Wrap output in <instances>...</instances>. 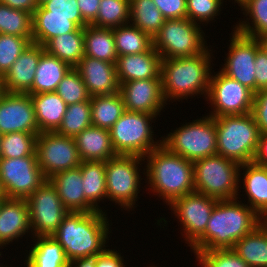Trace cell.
I'll list each match as a JSON object with an SVG mask.
<instances>
[{
    "label": "cell",
    "mask_w": 267,
    "mask_h": 267,
    "mask_svg": "<svg viewBox=\"0 0 267 267\" xmlns=\"http://www.w3.org/2000/svg\"><path fill=\"white\" fill-rule=\"evenodd\" d=\"M237 199L240 197L217 201L205 233L190 247L193 253L232 249L237 241L264 221L248 204Z\"/></svg>",
    "instance_id": "obj_1"
},
{
    "label": "cell",
    "mask_w": 267,
    "mask_h": 267,
    "mask_svg": "<svg viewBox=\"0 0 267 267\" xmlns=\"http://www.w3.org/2000/svg\"><path fill=\"white\" fill-rule=\"evenodd\" d=\"M103 211L68 212L52 235L63 247L67 259L96 256L106 249L109 219ZM107 241V242H106Z\"/></svg>",
    "instance_id": "obj_2"
},
{
    "label": "cell",
    "mask_w": 267,
    "mask_h": 267,
    "mask_svg": "<svg viewBox=\"0 0 267 267\" xmlns=\"http://www.w3.org/2000/svg\"><path fill=\"white\" fill-rule=\"evenodd\" d=\"M144 158L148 162L144 169L146 172H143L147 184L154 195L156 193L165 200V204L195 191L192 161L168 151L163 145Z\"/></svg>",
    "instance_id": "obj_3"
},
{
    "label": "cell",
    "mask_w": 267,
    "mask_h": 267,
    "mask_svg": "<svg viewBox=\"0 0 267 267\" xmlns=\"http://www.w3.org/2000/svg\"><path fill=\"white\" fill-rule=\"evenodd\" d=\"M212 50L192 57L166 58L161 61V84L166 102L193 95H208L211 76ZM211 66V67H210Z\"/></svg>",
    "instance_id": "obj_4"
},
{
    "label": "cell",
    "mask_w": 267,
    "mask_h": 267,
    "mask_svg": "<svg viewBox=\"0 0 267 267\" xmlns=\"http://www.w3.org/2000/svg\"><path fill=\"white\" fill-rule=\"evenodd\" d=\"M217 154L239 164L253 162L260 129L252 113L214 117Z\"/></svg>",
    "instance_id": "obj_5"
},
{
    "label": "cell",
    "mask_w": 267,
    "mask_h": 267,
    "mask_svg": "<svg viewBox=\"0 0 267 267\" xmlns=\"http://www.w3.org/2000/svg\"><path fill=\"white\" fill-rule=\"evenodd\" d=\"M240 166L238 162L218 154L195 160V191L218 200L238 198Z\"/></svg>",
    "instance_id": "obj_6"
},
{
    "label": "cell",
    "mask_w": 267,
    "mask_h": 267,
    "mask_svg": "<svg viewBox=\"0 0 267 267\" xmlns=\"http://www.w3.org/2000/svg\"><path fill=\"white\" fill-rule=\"evenodd\" d=\"M185 124L162 137L161 145L192 162L217 154L214 117L207 115Z\"/></svg>",
    "instance_id": "obj_7"
},
{
    "label": "cell",
    "mask_w": 267,
    "mask_h": 267,
    "mask_svg": "<svg viewBox=\"0 0 267 267\" xmlns=\"http://www.w3.org/2000/svg\"><path fill=\"white\" fill-rule=\"evenodd\" d=\"M156 117L154 114L125 110L109 129L116 154L145 157L159 147L161 140L160 142L154 141V131L151 125L153 118Z\"/></svg>",
    "instance_id": "obj_8"
},
{
    "label": "cell",
    "mask_w": 267,
    "mask_h": 267,
    "mask_svg": "<svg viewBox=\"0 0 267 267\" xmlns=\"http://www.w3.org/2000/svg\"><path fill=\"white\" fill-rule=\"evenodd\" d=\"M201 29L187 18L165 20L153 38V47L162 59L199 55L208 48Z\"/></svg>",
    "instance_id": "obj_9"
},
{
    "label": "cell",
    "mask_w": 267,
    "mask_h": 267,
    "mask_svg": "<svg viewBox=\"0 0 267 267\" xmlns=\"http://www.w3.org/2000/svg\"><path fill=\"white\" fill-rule=\"evenodd\" d=\"M144 159L135 155H117L105 161L107 199L125 211L136 204L142 180L138 167Z\"/></svg>",
    "instance_id": "obj_10"
},
{
    "label": "cell",
    "mask_w": 267,
    "mask_h": 267,
    "mask_svg": "<svg viewBox=\"0 0 267 267\" xmlns=\"http://www.w3.org/2000/svg\"><path fill=\"white\" fill-rule=\"evenodd\" d=\"M205 99L212 106L208 116L248 114L252 112L254 92L218 71L210 76L209 92Z\"/></svg>",
    "instance_id": "obj_11"
},
{
    "label": "cell",
    "mask_w": 267,
    "mask_h": 267,
    "mask_svg": "<svg viewBox=\"0 0 267 267\" xmlns=\"http://www.w3.org/2000/svg\"><path fill=\"white\" fill-rule=\"evenodd\" d=\"M47 180L37 155L0 158V181L7 198L27 199Z\"/></svg>",
    "instance_id": "obj_12"
},
{
    "label": "cell",
    "mask_w": 267,
    "mask_h": 267,
    "mask_svg": "<svg viewBox=\"0 0 267 267\" xmlns=\"http://www.w3.org/2000/svg\"><path fill=\"white\" fill-rule=\"evenodd\" d=\"M35 152L39 167L47 179L57 172L78 168L81 164L75 139L55 131L38 134Z\"/></svg>",
    "instance_id": "obj_13"
},
{
    "label": "cell",
    "mask_w": 267,
    "mask_h": 267,
    "mask_svg": "<svg viewBox=\"0 0 267 267\" xmlns=\"http://www.w3.org/2000/svg\"><path fill=\"white\" fill-rule=\"evenodd\" d=\"M26 200L33 237L52 236L68 213L57 189L47 180Z\"/></svg>",
    "instance_id": "obj_14"
},
{
    "label": "cell",
    "mask_w": 267,
    "mask_h": 267,
    "mask_svg": "<svg viewBox=\"0 0 267 267\" xmlns=\"http://www.w3.org/2000/svg\"><path fill=\"white\" fill-rule=\"evenodd\" d=\"M218 199L196 191L174 199L170 209L179 219L184 240L192 246L206 230L207 223Z\"/></svg>",
    "instance_id": "obj_15"
},
{
    "label": "cell",
    "mask_w": 267,
    "mask_h": 267,
    "mask_svg": "<svg viewBox=\"0 0 267 267\" xmlns=\"http://www.w3.org/2000/svg\"><path fill=\"white\" fill-rule=\"evenodd\" d=\"M230 38L229 52L225 58V66L220 70L231 79L237 80L256 93L255 57L257 38L245 36L235 30Z\"/></svg>",
    "instance_id": "obj_16"
},
{
    "label": "cell",
    "mask_w": 267,
    "mask_h": 267,
    "mask_svg": "<svg viewBox=\"0 0 267 267\" xmlns=\"http://www.w3.org/2000/svg\"><path fill=\"white\" fill-rule=\"evenodd\" d=\"M39 134L30 94L4 92L0 97V134Z\"/></svg>",
    "instance_id": "obj_17"
},
{
    "label": "cell",
    "mask_w": 267,
    "mask_h": 267,
    "mask_svg": "<svg viewBox=\"0 0 267 267\" xmlns=\"http://www.w3.org/2000/svg\"><path fill=\"white\" fill-rule=\"evenodd\" d=\"M119 92L127 111L160 116L161 110L167 105L163 98L161 79L124 82L120 84Z\"/></svg>",
    "instance_id": "obj_18"
},
{
    "label": "cell",
    "mask_w": 267,
    "mask_h": 267,
    "mask_svg": "<svg viewBox=\"0 0 267 267\" xmlns=\"http://www.w3.org/2000/svg\"><path fill=\"white\" fill-rule=\"evenodd\" d=\"M42 45L31 43L2 77L4 92L31 95V87L42 53Z\"/></svg>",
    "instance_id": "obj_19"
},
{
    "label": "cell",
    "mask_w": 267,
    "mask_h": 267,
    "mask_svg": "<svg viewBox=\"0 0 267 267\" xmlns=\"http://www.w3.org/2000/svg\"><path fill=\"white\" fill-rule=\"evenodd\" d=\"M80 74L90 96L119 92L115 63L85 56L74 67Z\"/></svg>",
    "instance_id": "obj_20"
},
{
    "label": "cell",
    "mask_w": 267,
    "mask_h": 267,
    "mask_svg": "<svg viewBox=\"0 0 267 267\" xmlns=\"http://www.w3.org/2000/svg\"><path fill=\"white\" fill-rule=\"evenodd\" d=\"M162 58L152 46L148 51L118 56L115 66L119 85L143 79H161Z\"/></svg>",
    "instance_id": "obj_21"
},
{
    "label": "cell",
    "mask_w": 267,
    "mask_h": 267,
    "mask_svg": "<svg viewBox=\"0 0 267 267\" xmlns=\"http://www.w3.org/2000/svg\"><path fill=\"white\" fill-rule=\"evenodd\" d=\"M32 233L30 210L26 199L6 198L0 205V245L18 240L25 233Z\"/></svg>",
    "instance_id": "obj_22"
},
{
    "label": "cell",
    "mask_w": 267,
    "mask_h": 267,
    "mask_svg": "<svg viewBox=\"0 0 267 267\" xmlns=\"http://www.w3.org/2000/svg\"><path fill=\"white\" fill-rule=\"evenodd\" d=\"M48 180L57 189L58 195L68 212L90 213L97 211L85 199L81 169L79 167L57 172Z\"/></svg>",
    "instance_id": "obj_23"
},
{
    "label": "cell",
    "mask_w": 267,
    "mask_h": 267,
    "mask_svg": "<svg viewBox=\"0 0 267 267\" xmlns=\"http://www.w3.org/2000/svg\"><path fill=\"white\" fill-rule=\"evenodd\" d=\"M74 139L81 161H107L117 156L108 129L91 125Z\"/></svg>",
    "instance_id": "obj_24"
},
{
    "label": "cell",
    "mask_w": 267,
    "mask_h": 267,
    "mask_svg": "<svg viewBox=\"0 0 267 267\" xmlns=\"http://www.w3.org/2000/svg\"><path fill=\"white\" fill-rule=\"evenodd\" d=\"M240 169L244 170L242 189L248 196V206L267 220V166L249 162L241 164Z\"/></svg>",
    "instance_id": "obj_25"
},
{
    "label": "cell",
    "mask_w": 267,
    "mask_h": 267,
    "mask_svg": "<svg viewBox=\"0 0 267 267\" xmlns=\"http://www.w3.org/2000/svg\"><path fill=\"white\" fill-rule=\"evenodd\" d=\"M40 132H54L62 123L67 104L56 92L31 94Z\"/></svg>",
    "instance_id": "obj_26"
},
{
    "label": "cell",
    "mask_w": 267,
    "mask_h": 267,
    "mask_svg": "<svg viewBox=\"0 0 267 267\" xmlns=\"http://www.w3.org/2000/svg\"><path fill=\"white\" fill-rule=\"evenodd\" d=\"M232 250L249 267H267V220L237 241Z\"/></svg>",
    "instance_id": "obj_27"
},
{
    "label": "cell",
    "mask_w": 267,
    "mask_h": 267,
    "mask_svg": "<svg viewBox=\"0 0 267 267\" xmlns=\"http://www.w3.org/2000/svg\"><path fill=\"white\" fill-rule=\"evenodd\" d=\"M33 239L35 244L24 261L27 267H70L62 245L54 237L42 236Z\"/></svg>",
    "instance_id": "obj_28"
},
{
    "label": "cell",
    "mask_w": 267,
    "mask_h": 267,
    "mask_svg": "<svg viewBox=\"0 0 267 267\" xmlns=\"http://www.w3.org/2000/svg\"><path fill=\"white\" fill-rule=\"evenodd\" d=\"M72 67L44 51L38 62L31 94L55 92L58 84Z\"/></svg>",
    "instance_id": "obj_29"
},
{
    "label": "cell",
    "mask_w": 267,
    "mask_h": 267,
    "mask_svg": "<svg viewBox=\"0 0 267 267\" xmlns=\"http://www.w3.org/2000/svg\"><path fill=\"white\" fill-rule=\"evenodd\" d=\"M45 51L74 68L84 57V28L51 38L44 46Z\"/></svg>",
    "instance_id": "obj_30"
},
{
    "label": "cell",
    "mask_w": 267,
    "mask_h": 267,
    "mask_svg": "<svg viewBox=\"0 0 267 267\" xmlns=\"http://www.w3.org/2000/svg\"><path fill=\"white\" fill-rule=\"evenodd\" d=\"M84 55L116 63L118 58L113 29L87 25L84 28Z\"/></svg>",
    "instance_id": "obj_31"
},
{
    "label": "cell",
    "mask_w": 267,
    "mask_h": 267,
    "mask_svg": "<svg viewBox=\"0 0 267 267\" xmlns=\"http://www.w3.org/2000/svg\"><path fill=\"white\" fill-rule=\"evenodd\" d=\"M79 168L81 169L85 199L97 211H103L98 202L107 199L105 161H81Z\"/></svg>",
    "instance_id": "obj_32"
},
{
    "label": "cell",
    "mask_w": 267,
    "mask_h": 267,
    "mask_svg": "<svg viewBox=\"0 0 267 267\" xmlns=\"http://www.w3.org/2000/svg\"><path fill=\"white\" fill-rule=\"evenodd\" d=\"M92 125L110 129L125 111L120 92L90 97Z\"/></svg>",
    "instance_id": "obj_33"
},
{
    "label": "cell",
    "mask_w": 267,
    "mask_h": 267,
    "mask_svg": "<svg viewBox=\"0 0 267 267\" xmlns=\"http://www.w3.org/2000/svg\"><path fill=\"white\" fill-rule=\"evenodd\" d=\"M78 28L74 16H32V43L44 46L51 38Z\"/></svg>",
    "instance_id": "obj_34"
},
{
    "label": "cell",
    "mask_w": 267,
    "mask_h": 267,
    "mask_svg": "<svg viewBox=\"0 0 267 267\" xmlns=\"http://www.w3.org/2000/svg\"><path fill=\"white\" fill-rule=\"evenodd\" d=\"M236 3L244 10L243 14L250 18L239 21L234 30L253 38L267 35V0H237Z\"/></svg>",
    "instance_id": "obj_35"
},
{
    "label": "cell",
    "mask_w": 267,
    "mask_h": 267,
    "mask_svg": "<svg viewBox=\"0 0 267 267\" xmlns=\"http://www.w3.org/2000/svg\"><path fill=\"white\" fill-rule=\"evenodd\" d=\"M113 35L118 56L146 52L153 46V39L130 23L113 28Z\"/></svg>",
    "instance_id": "obj_36"
},
{
    "label": "cell",
    "mask_w": 267,
    "mask_h": 267,
    "mask_svg": "<svg viewBox=\"0 0 267 267\" xmlns=\"http://www.w3.org/2000/svg\"><path fill=\"white\" fill-rule=\"evenodd\" d=\"M164 22L165 18L153 0H130L129 23L141 29L152 39L159 32Z\"/></svg>",
    "instance_id": "obj_37"
},
{
    "label": "cell",
    "mask_w": 267,
    "mask_h": 267,
    "mask_svg": "<svg viewBox=\"0 0 267 267\" xmlns=\"http://www.w3.org/2000/svg\"><path fill=\"white\" fill-rule=\"evenodd\" d=\"M91 125L90 100L83 101L67 105L62 123L55 132L62 136L74 138L78 133Z\"/></svg>",
    "instance_id": "obj_38"
},
{
    "label": "cell",
    "mask_w": 267,
    "mask_h": 267,
    "mask_svg": "<svg viewBox=\"0 0 267 267\" xmlns=\"http://www.w3.org/2000/svg\"><path fill=\"white\" fill-rule=\"evenodd\" d=\"M129 21L130 0H100L97 18L91 25L113 29Z\"/></svg>",
    "instance_id": "obj_39"
},
{
    "label": "cell",
    "mask_w": 267,
    "mask_h": 267,
    "mask_svg": "<svg viewBox=\"0 0 267 267\" xmlns=\"http://www.w3.org/2000/svg\"><path fill=\"white\" fill-rule=\"evenodd\" d=\"M0 34L27 37L32 41V14L0 3Z\"/></svg>",
    "instance_id": "obj_40"
},
{
    "label": "cell",
    "mask_w": 267,
    "mask_h": 267,
    "mask_svg": "<svg viewBox=\"0 0 267 267\" xmlns=\"http://www.w3.org/2000/svg\"><path fill=\"white\" fill-rule=\"evenodd\" d=\"M38 134L12 132L2 135L0 158H22L36 155V138Z\"/></svg>",
    "instance_id": "obj_41"
},
{
    "label": "cell",
    "mask_w": 267,
    "mask_h": 267,
    "mask_svg": "<svg viewBox=\"0 0 267 267\" xmlns=\"http://www.w3.org/2000/svg\"><path fill=\"white\" fill-rule=\"evenodd\" d=\"M67 105L89 101L90 95L79 72L71 68L58 84L55 91Z\"/></svg>",
    "instance_id": "obj_42"
},
{
    "label": "cell",
    "mask_w": 267,
    "mask_h": 267,
    "mask_svg": "<svg viewBox=\"0 0 267 267\" xmlns=\"http://www.w3.org/2000/svg\"><path fill=\"white\" fill-rule=\"evenodd\" d=\"M32 43L27 37L0 34V77L2 78L20 54Z\"/></svg>",
    "instance_id": "obj_43"
},
{
    "label": "cell",
    "mask_w": 267,
    "mask_h": 267,
    "mask_svg": "<svg viewBox=\"0 0 267 267\" xmlns=\"http://www.w3.org/2000/svg\"><path fill=\"white\" fill-rule=\"evenodd\" d=\"M32 16H74V23L79 28L88 25L82 18L77 0H48L39 6Z\"/></svg>",
    "instance_id": "obj_44"
},
{
    "label": "cell",
    "mask_w": 267,
    "mask_h": 267,
    "mask_svg": "<svg viewBox=\"0 0 267 267\" xmlns=\"http://www.w3.org/2000/svg\"><path fill=\"white\" fill-rule=\"evenodd\" d=\"M201 267H249L232 249L194 253Z\"/></svg>",
    "instance_id": "obj_45"
},
{
    "label": "cell",
    "mask_w": 267,
    "mask_h": 267,
    "mask_svg": "<svg viewBox=\"0 0 267 267\" xmlns=\"http://www.w3.org/2000/svg\"><path fill=\"white\" fill-rule=\"evenodd\" d=\"M223 2V0H187V19L196 24L209 23L220 14Z\"/></svg>",
    "instance_id": "obj_46"
},
{
    "label": "cell",
    "mask_w": 267,
    "mask_h": 267,
    "mask_svg": "<svg viewBox=\"0 0 267 267\" xmlns=\"http://www.w3.org/2000/svg\"><path fill=\"white\" fill-rule=\"evenodd\" d=\"M165 20L187 18V0H153Z\"/></svg>",
    "instance_id": "obj_47"
},
{
    "label": "cell",
    "mask_w": 267,
    "mask_h": 267,
    "mask_svg": "<svg viewBox=\"0 0 267 267\" xmlns=\"http://www.w3.org/2000/svg\"><path fill=\"white\" fill-rule=\"evenodd\" d=\"M255 118L260 132L267 134V88L254 93V101L251 112Z\"/></svg>",
    "instance_id": "obj_48"
},
{
    "label": "cell",
    "mask_w": 267,
    "mask_h": 267,
    "mask_svg": "<svg viewBox=\"0 0 267 267\" xmlns=\"http://www.w3.org/2000/svg\"><path fill=\"white\" fill-rule=\"evenodd\" d=\"M255 82L256 92L267 88V53L261 48L257 39V53L255 57Z\"/></svg>",
    "instance_id": "obj_49"
},
{
    "label": "cell",
    "mask_w": 267,
    "mask_h": 267,
    "mask_svg": "<svg viewBox=\"0 0 267 267\" xmlns=\"http://www.w3.org/2000/svg\"><path fill=\"white\" fill-rule=\"evenodd\" d=\"M123 256L115 249H105L95 256V267H125Z\"/></svg>",
    "instance_id": "obj_50"
},
{
    "label": "cell",
    "mask_w": 267,
    "mask_h": 267,
    "mask_svg": "<svg viewBox=\"0 0 267 267\" xmlns=\"http://www.w3.org/2000/svg\"><path fill=\"white\" fill-rule=\"evenodd\" d=\"M83 20L91 25L97 18L100 0H77Z\"/></svg>",
    "instance_id": "obj_51"
},
{
    "label": "cell",
    "mask_w": 267,
    "mask_h": 267,
    "mask_svg": "<svg viewBox=\"0 0 267 267\" xmlns=\"http://www.w3.org/2000/svg\"><path fill=\"white\" fill-rule=\"evenodd\" d=\"M0 3L5 4L13 9L23 10L31 14L39 7L37 0H0Z\"/></svg>",
    "instance_id": "obj_52"
},
{
    "label": "cell",
    "mask_w": 267,
    "mask_h": 267,
    "mask_svg": "<svg viewBox=\"0 0 267 267\" xmlns=\"http://www.w3.org/2000/svg\"><path fill=\"white\" fill-rule=\"evenodd\" d=\"M253 162L267 166V134L261 133Z\"/></svg>",
    "instance_id": "obj_53"
},
{
    "label": "cell",
    "mask_w": 267,
    "mask_h": 267,
    "mask_svg": "<svg viewBox=\"0 0 267 267\" xmlns=\"http://www.w3.org/2000/svg\"><path fill=\"white\" fill-rule=\"evenodd\" d=\"M70 267H95V256L74 259Z\"/></svg>",
    "instance_id": "obj_54"
},
{
    "label": "cell",
    "mask_w": 267,
    "mask_h": 267,
    "mask_svg": "<svg viewBox=\"0 0 267 267\" xmlns=\"http://www.w3.org/2000/svg\"><path fill=\"white\" fill-rule=\"evenodd\" d=\"M259 40L261 48L264 49V51L267 53V35L265 36H260L257 38Z\"/></svg>",
    "instance_id": "obj_55"
},
{
    "label": "cell",
    "mask_w": 267,
    "mask_h": 267,
    "mask_svg": "<svg viewBox=\"0 0 267 267\" xmlns=\"http://www.w3.org/2000/svg\"><path fill=\"white\" fill-rule=\"evenodd\" d=\"M0 198H7L5 195L1 181H0Z\"/></svg>",
    "instance_id": "obj_56"
},
{
    "label": "cell",
    "mask_w": 267,
    "mask_h": 267,
    "mask_svg": "<svg viewBox=\"0 0 267 267\" xmlns=\"http://www.w3.org/2000/svg\"><path fill=\"white\" fill-rule=\"evenodd\" d=\"M4 93L2 78L0 77V97Z\"/></svg>",
    "instance_id": "obj_57"
},
{
    "label": "cell",
    "mask_w": 267,
    "mask_h": 267,
    "mask_svg": "<svg viewBox=\"0 0 267 267\" xmlns=\"http://www.w3.org/2000/svg\"><path fill=\"white\" fill-rule=\"evenodd\" d=\"M46 1H48V0H37V3L39 4V6H41Z\"/></svg>",
    "instance_id": "obj_58"
},
{
    "label": "cell",
    "mask_w": 267,
    "mask_h": 267,
    "mask_svg": "<svg viewBox=\"0 0 267 267\" xmlns=\"http://www.w3.org/2000/svg\"><path fill=\"white\" fill-rule=\"evenodd\" d=\"M6 198H0V205L2 204V201Z\"/></svg>",
    "instance_id": "obj_59"
}]
</instances>
